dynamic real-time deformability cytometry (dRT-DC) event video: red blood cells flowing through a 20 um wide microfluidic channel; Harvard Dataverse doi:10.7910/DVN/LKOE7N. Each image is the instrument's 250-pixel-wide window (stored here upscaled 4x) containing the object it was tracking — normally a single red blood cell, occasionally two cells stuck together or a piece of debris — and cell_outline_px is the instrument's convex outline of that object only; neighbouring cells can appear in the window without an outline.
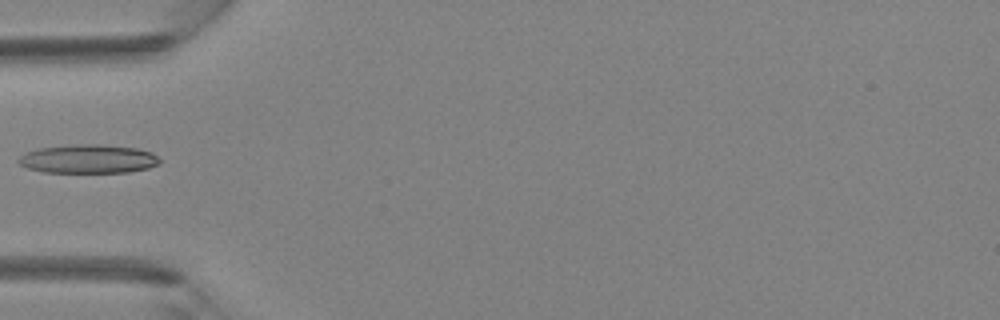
{"species": "Egyptian fruit bat (a non-hibernating species)", "species_latin": "Rousettus aegyptiacus", "temperature_condition": "room temperature", "stored_images_in_passage": 3, "camera_frame_rate_fps": 3000, "um_per_image_px": 0.085, "animal": {"sex": "female"}, "frame": {"image": 1, "passage_image": 3, "time_ms": 0.667, "image_size_px": [1000, 320], "cell_outline_px": [[160, 164], [148, 168], [128, 172], [44, 172], [28, 168], [20, 164], [16, 160], [24, 152], [40, 148], [76, 144], [100, 144], [136, 148], [152, 152], [160, 160]], "centroid_in_image_um": [7.5, 13.5], "position_along_channel_um": 77.5, "area_um2": 23.64}}